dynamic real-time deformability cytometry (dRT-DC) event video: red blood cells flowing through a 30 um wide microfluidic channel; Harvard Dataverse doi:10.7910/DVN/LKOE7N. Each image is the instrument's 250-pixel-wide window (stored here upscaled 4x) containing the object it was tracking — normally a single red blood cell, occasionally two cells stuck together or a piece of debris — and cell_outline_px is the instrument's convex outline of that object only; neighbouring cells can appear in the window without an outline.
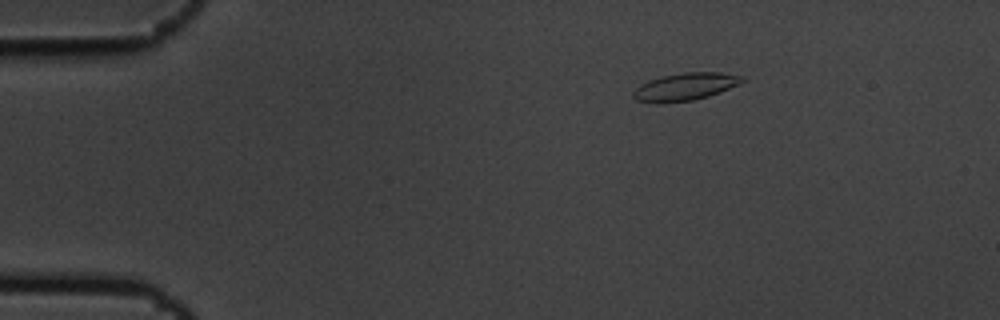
{"species": "common noctule bat (a hibernating species)", "species_latin": "Nyctalus noctula", "temperature_condition": "cold", "stored_images_in_passage": 3, "camera_frame_rate_fps": 3000, "um_per_image_px": 0.085, "animal": {"sex": "male", "body_mass_g": 19.5, "forearm_length_mm": 54.6}, "frame": {"image": 1, "passage_image": 1, "time_ms": 0.0, "image_size_px": [1000, 320], "cell_outline_px": [[748, 80], [740, 84], [720, 92], [708, 96], [692, 100], [656, 104], [636, 100], [632, 96], [632, 92], [640, 84], [648, 80], [664, 76], [684, 72], [720, 72], [744, 76]], "centroid_in_image_um": [58.25, 7.37], "position_along_channel_um": 26.7, "area_um2": 17.69}}